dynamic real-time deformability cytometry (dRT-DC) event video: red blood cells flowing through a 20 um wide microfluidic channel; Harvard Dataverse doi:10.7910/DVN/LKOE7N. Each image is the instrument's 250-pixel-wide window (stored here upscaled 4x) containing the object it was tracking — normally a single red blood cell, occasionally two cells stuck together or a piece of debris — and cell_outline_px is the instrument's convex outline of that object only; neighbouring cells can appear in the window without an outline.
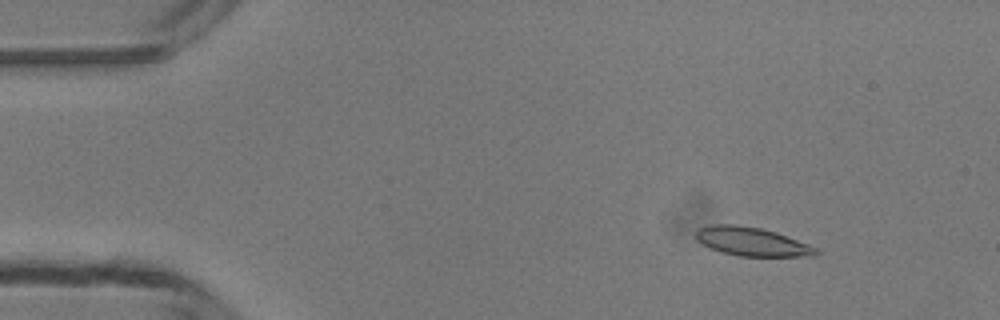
{"species": "common noctule bat (a hibernating species)", "species_latin": "Nyctalus noctula", "temperature_condition": "room temperature", "stored_images_in_passage": 49, "camera_frame_rate_fps": 3000, "um_per_image_px": 0.085, "animal": {"sex": "male", "body_mass_g": 13.3}, "frame": {"image": 1, "passage_image": 6, "time_ms": 1.667, "image_size_px": [1000, 320], "cell_outline_px": [[820, 252], [816, 256], [740, 256], [720, 252], [696, 240], [696, 232], [700, 228], [716, 224], [732, 224], [760, 228], [776, 232], [808, 244], [816, 248]], "centroid_in_image_um": [63.93, 20.54], "position_along_channel_um": 21.1, "area_um2": 19.83}}
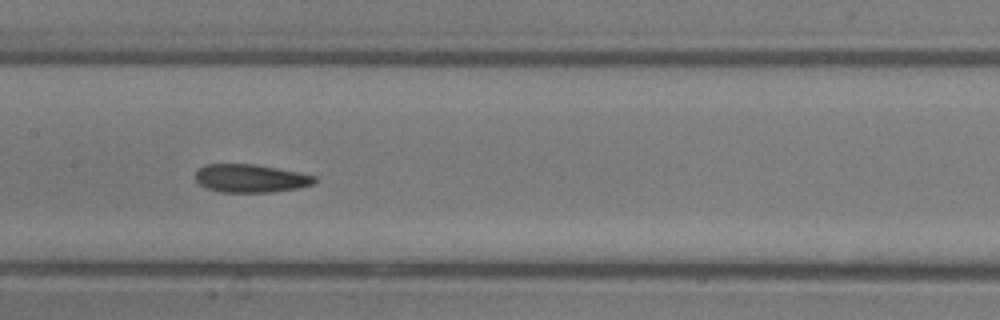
{"frame": {"image": 2, "passage_image": 24, "time_ms": 7.667, "image_size_px": [1000, 320], "cell_outline_px": [[316, 184], [296, 188], [272, 192], [220, 192], [204, 188], [196, 180], [196, 172], [204, 164], [256, 164], [300, 172], [316, 176]], "centroid_in_image_um": [21.31, 15.16], "position_along_channel_um": 186.1, "area_um2": 19.71}}
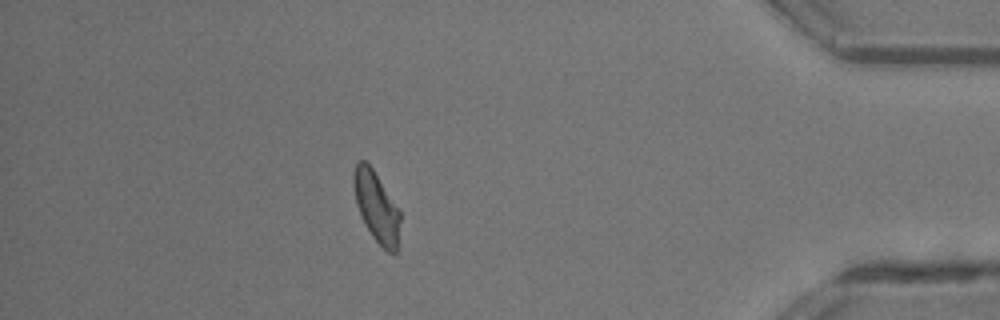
{"frame": {"image": 3, "passage_image": 43, "time_ms": 14.0, "image_size_px": [1000, 320], "cell_outline_px": [[400, 220], [396, 252], [388, 252], [372, 236], [364, 224], [356, 204], [352, 184], [352, 172], [356, 164], [360, 160], [364, 160], [372, 168], [400, 212]], "centroid_in_image_um": [31.95, 17.55], "position_along_channel_um": 403.2, "area_um2": 18.79}, "authors_computed_cell_mechanics": {"area_um2": 19.7098, "velocity_mm_per_s": 4.1623, "shape_relaxation_time_tau1_ms": 4.3759, "shape_relaxation_time_tau2_ms": 2.3388, "deformation_change_tau1": 0.1446, "deformation_change_tau2": 0.0871}}